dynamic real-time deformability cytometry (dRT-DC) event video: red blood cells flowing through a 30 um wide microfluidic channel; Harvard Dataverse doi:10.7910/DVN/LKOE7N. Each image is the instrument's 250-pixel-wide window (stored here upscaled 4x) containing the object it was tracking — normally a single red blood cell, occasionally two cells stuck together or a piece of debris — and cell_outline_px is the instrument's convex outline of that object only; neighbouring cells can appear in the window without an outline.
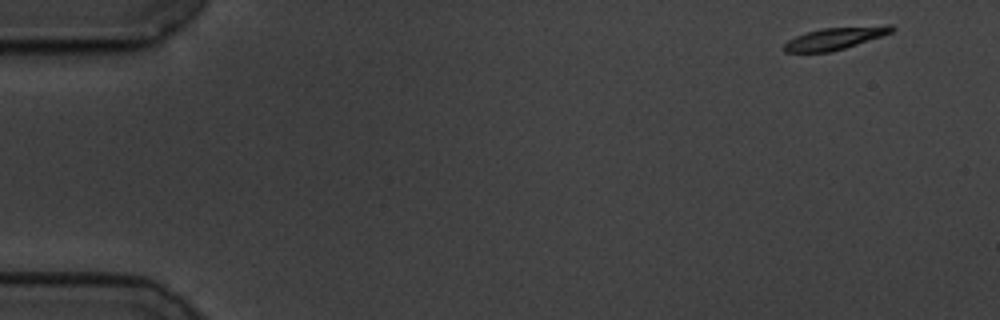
{"species": "common noctule bat (a hibernating species)", "species_latin": "Nyctalus noctula", "temperature_condition": "cold", "stored_images_in_passage": 56, "camera_frame_rate_fps": 3000, "um_per_image_px": 0.085, "animal": {"sex": "male", "body_mass_g": 19.5, "forearm_length_mm": 54.6}, "frame": {"image": 1, "passage_image": 1, "time_ms": 0.0, "image_size_px": [1000, 320], "cell_outline_px": [[896, 28], [892, 32], [832, 52], [784, 52], [784, 44], [788, 40], [804, 32], [824, 28], [888, 24], [892, 24]], "centroid_in_image_um": [70.99, 3.24], "position_along_channel_um": 14.0, "area_um2": 13.93}}
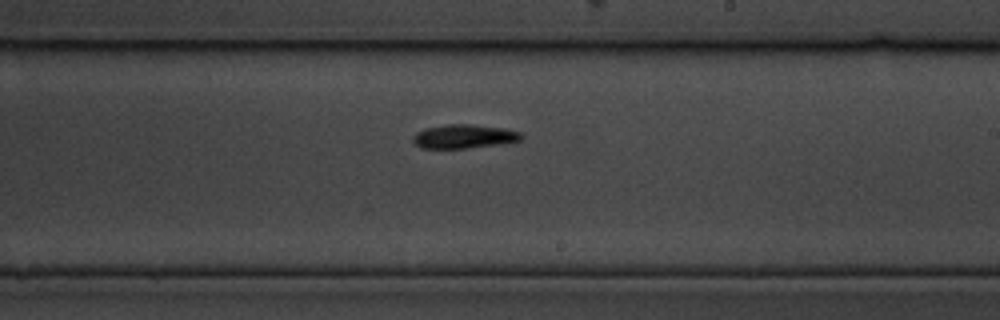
{"frame": {"image": 2, "passage_image": 32, "time_ms": 10.333, "image_size_px": [1000, 320], "cell_outline_px": [[524, 136], [520, 140], [500, 144], [464, 148], [420, 148], [412, 140], [412, 136], [416, 132], [424, 128], [448, 124], [472, 124], [504, 128], [520, 132]], "centroid_in_image_um": [39.42, 11.59], "position_along_channel_um": 249.6, "area_um2": 15.09}}
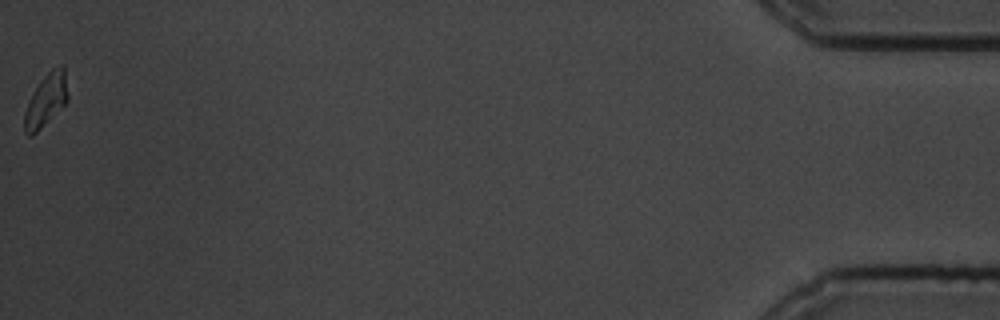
{"frame": {"image": 3, "passage_image": 56, "time_ms": 18.333, "image_size_px": [1000, 320], "cell_outline_px": [[68, 100], [32, 136], [28, 136], [24, 132], [24, 112], [28, 100], [40, 80], [52, 68], [60, 64], [64, 64], [68, 92]], "centroid_in_image_um": [3.91, 8.47], "position_along_channel_um": 431.3, "area_um2": 13.29}, "authors_computed_cell_mechanics": {"area_um2": 14.5656, "velocity_mm_per_s": 3.4378, "shape_relaxation_time_tau1_ms": 5.3398, "shape_relaxation_time_tau2_ms": null, "deformation_change_tau1": 0.1772, "deformation_change_tau2": null}}